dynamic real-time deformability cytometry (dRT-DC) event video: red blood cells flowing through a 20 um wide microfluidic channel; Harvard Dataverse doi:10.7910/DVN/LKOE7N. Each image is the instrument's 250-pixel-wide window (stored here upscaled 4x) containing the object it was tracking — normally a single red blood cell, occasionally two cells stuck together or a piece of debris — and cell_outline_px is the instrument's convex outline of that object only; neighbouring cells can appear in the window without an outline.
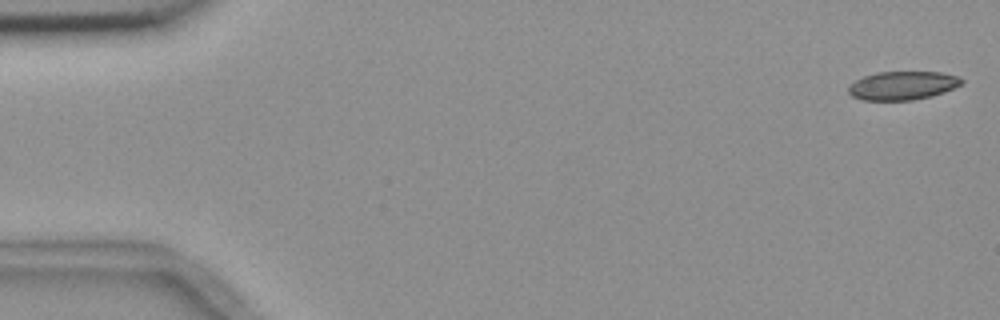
{"species": "common noctule bat (a hibernating species)", "species_latin": "Nyctalus noctula", "temperature_condition": "room temperature", "stored_images_in_passage": 3, "camera_frame_rate_fps": 3000, "um_per_image_px": 0.085, "animal": {"sex": "female", "body_mass_g": 18.4}, "frame": {"image": 1, "passage_image": 1, "time_ms": 0.0, "image_size_px": [1000, 320], "cell_outline_px": [[964, 80], [960, 84], [944, 92], [932, 96], [912, 100], [864, 100], [852, 96], [848, 92], [848, 88], [856, 80], [864, 76], [876, 72], [940, 72], [960, 76]], "centroid_in_image_um": [76.73, 7.27], "position_along_channel_um": 8.3, "area_um2": 18.73}}